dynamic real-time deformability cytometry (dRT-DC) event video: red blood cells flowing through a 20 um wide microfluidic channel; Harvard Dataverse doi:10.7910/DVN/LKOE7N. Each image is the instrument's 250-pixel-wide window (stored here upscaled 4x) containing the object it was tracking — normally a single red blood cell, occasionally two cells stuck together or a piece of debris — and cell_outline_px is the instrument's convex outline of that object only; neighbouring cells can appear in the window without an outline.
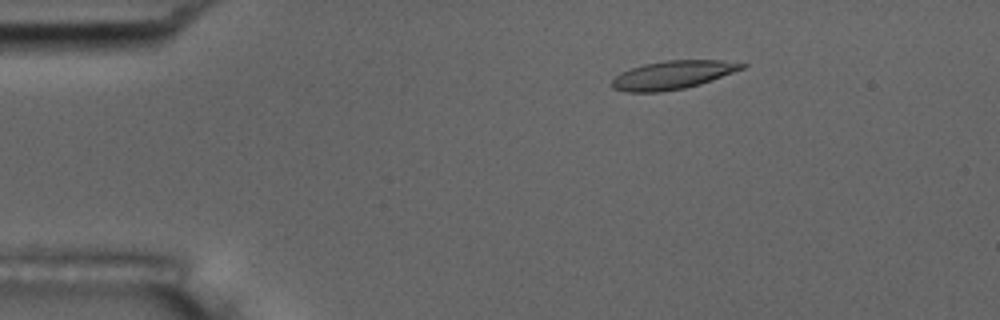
{"species": "common noctule bat (a hibernating species)", "species_latin": "Nyctalus noctula", "temperature_condition": "room temperature", "stored_images_in_passage": 50, "camera_frame_rate_fps": 3000, "um_per_image_px": 0.085, "animal": {"sex": "male", "body_mass_g": 17.5, "forearm_length_mm": 52.3}, "frame": {"image": 1, "passage_image": 5, "time_ms": 1.333, "image_size_px": [1000, 320], "cell_outline_px": [[748, 64], [744, 68], [712, 80], [700, 84], [684, 88], [660, 92], [624, 92], [612, 88], [612, 80], [620, 72], [644, 64], [664, 60], [720, 60]], "centroid_in_image_um": [57.16, 6.37], "position_along_channel_um": 27.8, "area_um2": 21.44}}
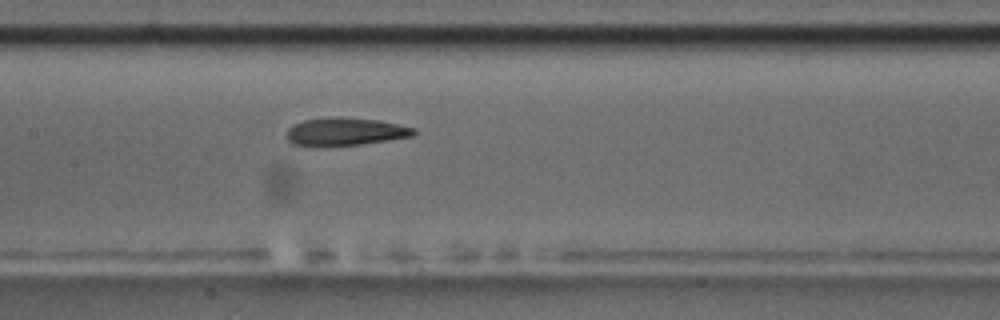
{"frame": {"image": 2, "passage_image": 22, "time_ms": 7.0, "image_size_px": [1000, 320], "cell_outline_px": [[416, 132], [412, 136], [388, 140], [360, 144], [316, 148], [292, 144], [288, 140], [288, 128], [292, 124], [304, 120], [324, 116], [340, 116], [380, 120], [416, 128]], "centroid_in_image_um": [29.29, 11.19], "position_along_channel_um": 178.1, "area_um2": 21.33}}
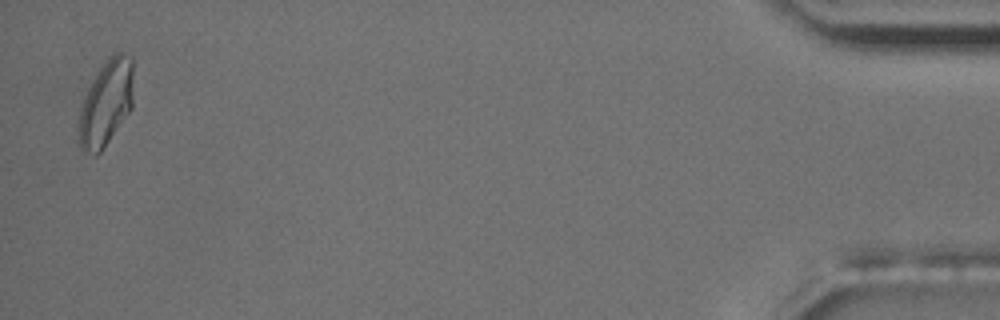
{"frame": {"image": 3, "passage_image": 49, "time_ms": 16.0, "image_size_px": [1000, 320], "cell_outline_px": [[132, 108], [100, 152], [96, 156], [80, 148], [76, 132], [76, 128], [80, 108], [84, 96], [96, 72], [108, 56], [116, 52], [120, 52], [132, 56]], "centroid_in_image_um": [8.97, 8.76], "position_along_channel_um": 426.2, "area_um2": 27.63}, "authors_computed_cell_mechanics": {"area_um2": 21.5305, "velocity_mm_per_s": 3.7302, "shape_relaxation_time_tau1_ms": 4.827, "shape_relaxation_time_tau2_ms": 1.7601, "deformation_change_tau1": 0.1778, "deformation_change_tau2": 0.0906}}